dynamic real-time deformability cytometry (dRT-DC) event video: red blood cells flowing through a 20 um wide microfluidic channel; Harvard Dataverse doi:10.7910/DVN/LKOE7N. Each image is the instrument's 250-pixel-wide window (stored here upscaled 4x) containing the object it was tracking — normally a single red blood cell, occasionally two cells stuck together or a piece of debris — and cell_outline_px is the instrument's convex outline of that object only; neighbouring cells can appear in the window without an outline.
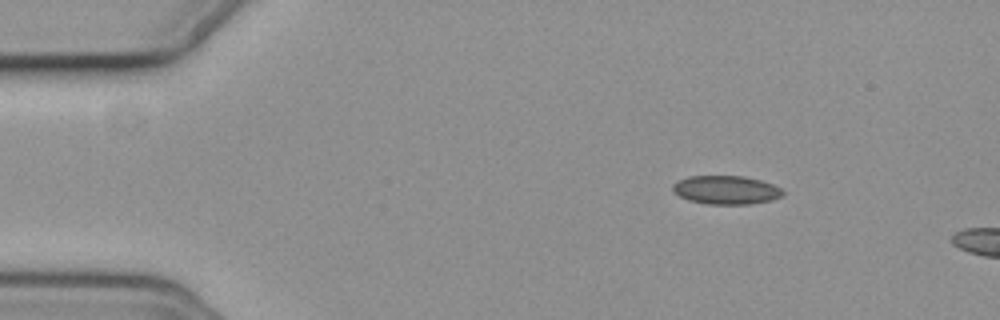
{"species": "common noctule bat (a hibernating species)", "species_latin": "Nyctalus noctula", "temperature_condition": "cold", "stored_images_in_passage": 13, "camera_frame_rate_fps": 3000, "um_per_image_px": 0.085, "animal": {"sex": "female", "body_mass_g": 19.3, "forearm_length_mm": 54.1}, "frame": {"image": 1, "passage_image": 8, "time_ms": 2.333, "image_size_px": [1000, 320], "cell_outline_px": [[784, 192], [780, 196], [772, 200], [748, 204], [704, 204], [688, 200], [672, 192], [672, 184], [688, 176], [744, 176], [760, 180], [772, 184], [780, 188]], "centroid_in_image_um": [61.68, 16.15], "position_along_channel_um": 23.3, "area_um2": 18.32}}